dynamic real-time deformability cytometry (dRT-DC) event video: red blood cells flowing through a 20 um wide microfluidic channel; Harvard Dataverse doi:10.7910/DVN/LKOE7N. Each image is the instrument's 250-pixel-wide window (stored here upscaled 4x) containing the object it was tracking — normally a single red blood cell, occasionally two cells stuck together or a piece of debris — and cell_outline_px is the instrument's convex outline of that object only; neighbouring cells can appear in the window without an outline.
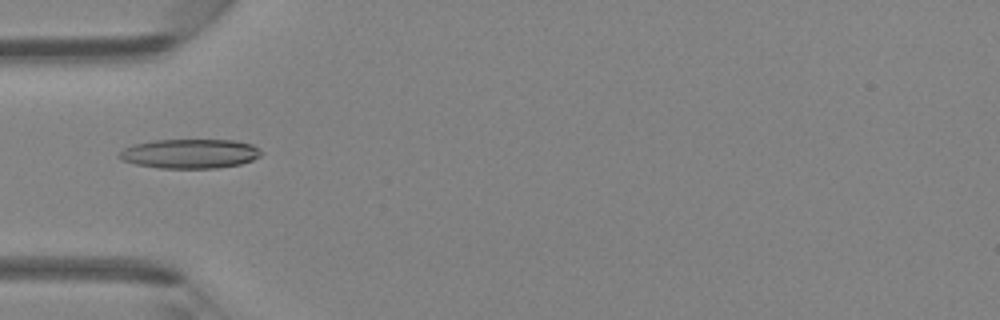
{"species": "Egyptian fruit bat (a non-hibernating species)", "species_latin": "Rousettus aegyptiacus", "temperature_condition": "room temperature", "stored_images_in_passage": 46, "camera_frame_rate_fps": 3000, "um_per_image_px": 0.085, "animal": {"sex": "female"}, "frame": {"image": 1, "passage_image": 15, "time_ms": 4.667, "image_size_px": [1000, 320], "cell_outline_px": [[264, 152], [260, 156], [252, 160], [240, 164], [216, 168], [160, 168], [136, 164], [120, 160], [116, 156], [124, 148], [136, 144], [152, 140], [236, 140], [252, 144], [260, 148]], "centroid_in_image_um": [16.16, 13.06], "position_along_channel_um": 68.8, "area_um2": 24.45}}
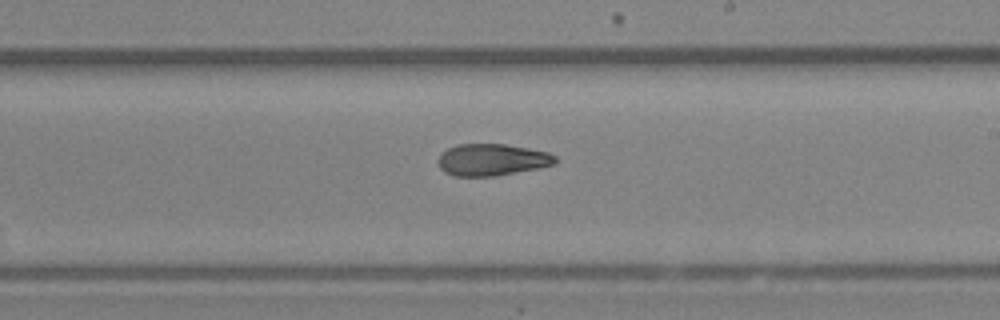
{"frame": {"image": 2, "passage_image": 27, "time_ms": 8.667, "image_size_px": [1000, 320], "cell_outline_px": [[556, 164], [540, 168], [496, 176], [452, 176], [444, 172], [440, 168], [436, 160], [440, 152], [456, 144], [504, 144], [528, 148], [548, 152], [556, 156]], "centroid_in_image_um": [41.79, 13.58], "position_along_channel_um": 247.2, "area_um2": 22.08}}
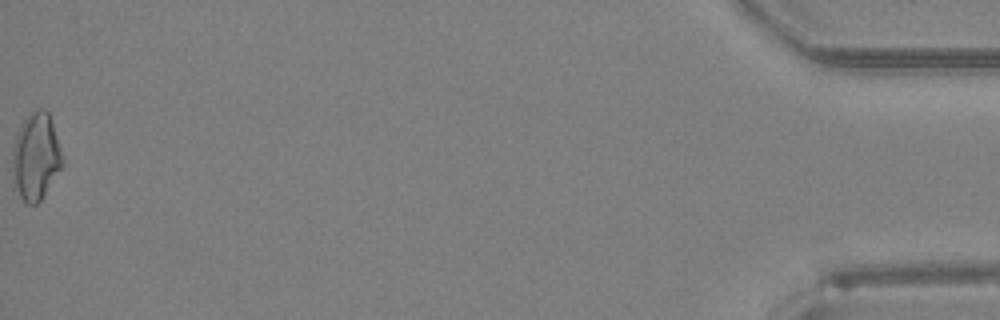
{"frame": {"image": 3, "passage_image": 46, "time_ms": 15.0, "image_size_px": [1000, 320], "cell_outline_px": [[64, 164], [40, 200], [36, 204], [24, 204], [12, 188], [12, 148], [16, 132], [20, 124], [28, 112], [40, 108], [44, 108], [48, 112], [64, 160]], "centroid_in_image_um": [2.99, 13.33], "position_along_channel_um": 432.2, "area_um2": 25.95}}